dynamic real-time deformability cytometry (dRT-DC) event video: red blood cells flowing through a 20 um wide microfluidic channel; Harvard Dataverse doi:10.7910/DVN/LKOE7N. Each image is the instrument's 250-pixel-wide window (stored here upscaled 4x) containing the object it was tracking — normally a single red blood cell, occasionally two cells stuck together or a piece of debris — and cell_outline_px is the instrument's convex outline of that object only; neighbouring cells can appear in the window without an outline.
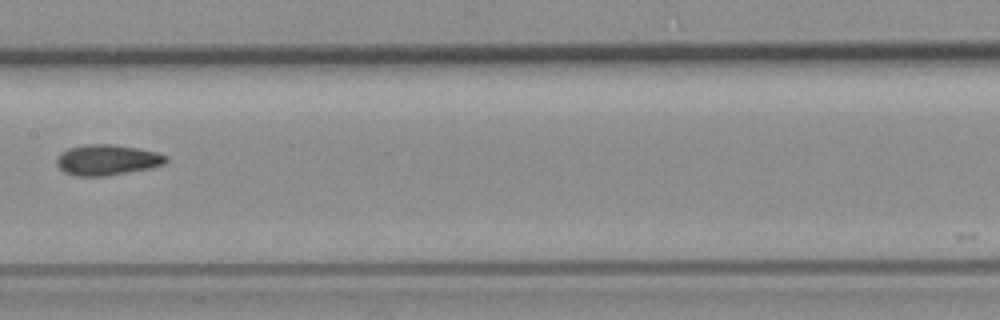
{"species": "common noctule bat (a hibernating species)", "species_latin": "Nyctalus noctula", "temperature_condition": "room temperature", "stored_images_in_passage": 10, "segment_of_instrument_passage": [1, 2], "camera_frame_rate_fps": 3000, "um_per_image_px": 0.085, "animal": {"sex": "female", "body_mass_g": 19.3, "forearm_length_mm": 54.1}, "frame": {"image": 1, "passage_image": 9, "time_ms": 9.333, "image_size_px": [1000, 320], "cell_outline_px": [[168, 160], [164, 164], [152, 168], [108, 176], [76, 176], [64, 172], [56, 164], [56, 160], [60, 152], [68, 148], [88, 144], [112, 144], [136, 148], [156, 152], [168, 156]], "centroid_in_image_um": [9.11, 13.6], "position_along_channel_um": 198.3, "area_um2": 19.65}}